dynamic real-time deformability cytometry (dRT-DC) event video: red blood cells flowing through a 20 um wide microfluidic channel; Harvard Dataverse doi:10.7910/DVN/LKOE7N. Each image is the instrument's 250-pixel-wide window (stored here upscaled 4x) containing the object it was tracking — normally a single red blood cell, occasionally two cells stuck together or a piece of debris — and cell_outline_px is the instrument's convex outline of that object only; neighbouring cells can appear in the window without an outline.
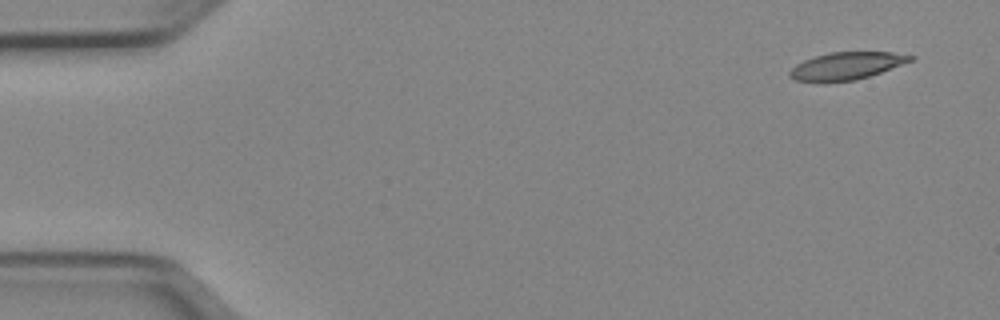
{"species": "Egyptian fruit bat (a non-hibernating species)", "species_latin": "Rousettus aegyptiacus", "temperature_condition": "cold", "stored_images_in_passage": 49, "camera_frame_rate_fps": 3000, "um_per_image_px": 0.085, "animal": {"sex": "female"}, "frame": {"image": 1, "passage_image": 1, "time_ms": 0.0, "image_size_px": [1000, 320], "cell_outline_px": [[916, 56], [912, 60], [880, 72], [856, 80], [820, 84], [796, 80], [788, 76], [788, 72], [796, 64], [804, 60], [828, 52], [892, 52]], "centroid_in_image_um": [71.87, 5.63], "position_along_channel_um": 13.1, "area_um2": 19.54}}
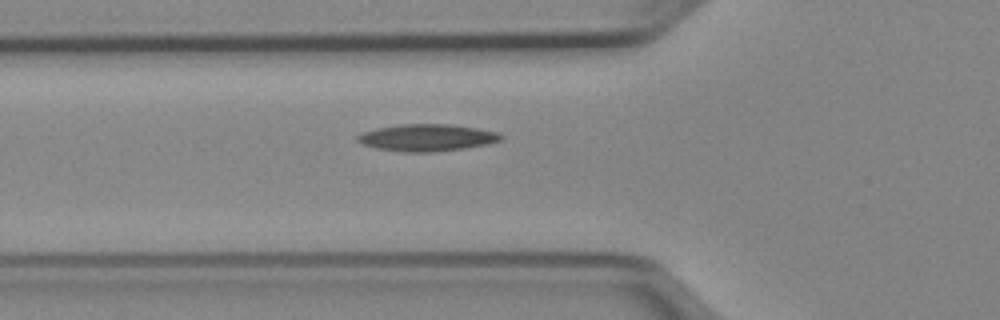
{"frame": {"image": 2, "passage_image": 16, "time_ms": 5.0, "image_size_px": [1000, 320], "cell_outline_px": [[504, 136], [500, 140], [488, 144], [464, 148], [432, 152], [400, 152], [376, 148], [364, 144], [356, 140], [356, 136], [360, 132], [376, 128], [400, 124], [452, 124], [476, 128], [496, 132]], "centroid_in_image_um": [36.25, 11.69], "position_along_channel_um": 89.6, "area_um2": 22.6}}
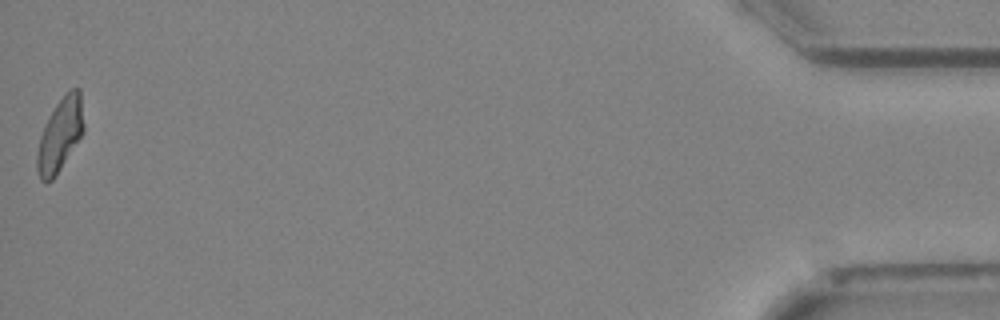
{"frame": {"image": 3, "passage_image": 49, "time_ms": 16.0, "image_size_px": [1000, 320], "cell_outline_px": [[84, 132], [56, 176], [52, 180], [44, 184], [40, 180], [36, 168], [36, 156], [40, 136], [56, 104], [68, 88], [80, 88], [84, 124]], "centroid_in_image_um": [5.11, 11.48], "position_along_channel_um": 430.1, "area_um2": 20.0}, "authors_computed_cell_mechanics": {"area_um2": 20.519, "velocity_mm_per_s": 3.9641, "shape_relaxation_time_tau1_ms": null, "shape_relaxation_time_tau2_ms": 3.5779, "deformation_change_tau1": null, "deformation_change_tau2": 0.1287}}